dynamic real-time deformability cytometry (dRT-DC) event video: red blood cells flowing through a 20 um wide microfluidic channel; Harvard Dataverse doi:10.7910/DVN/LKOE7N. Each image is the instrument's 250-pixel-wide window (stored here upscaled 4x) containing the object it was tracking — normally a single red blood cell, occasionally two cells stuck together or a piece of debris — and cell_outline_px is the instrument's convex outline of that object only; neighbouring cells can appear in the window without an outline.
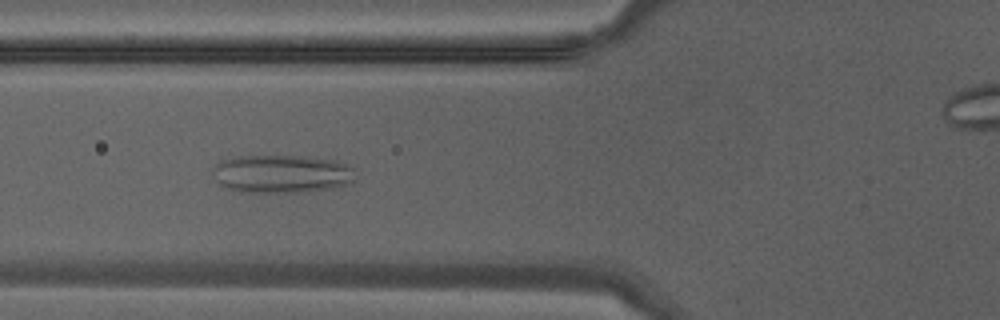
{"species": "Egyptian fruit bat (a non-hibernating species)", "species_latin": "Rousettus aegyptiacus", "temperature_condition": "warm", "stored_images_in_passage": 29, "camera_frame_rate_fps": 3000, "um_per_image_px": 0.085, "animal": {"sex": "male"}, "frame": {"image": 1, "passage_image": 5, "time_ms": 1.333, "image_size_px": [1000, 320], "cell_outline_px": [[356, 180], [352, 184], [336, 188], [300, 192], [244, 192], [228, 188], [220, 184], [216, 180], [212, 172], [212, 168], [220, 160], [236, 156], [304, 156], [336, 160], [348, 164], [356, 168]], "centroid_in_image_um": [24.03, 14.77], "position_along_channel_um": 101.8, "area_um2": 32.37}}